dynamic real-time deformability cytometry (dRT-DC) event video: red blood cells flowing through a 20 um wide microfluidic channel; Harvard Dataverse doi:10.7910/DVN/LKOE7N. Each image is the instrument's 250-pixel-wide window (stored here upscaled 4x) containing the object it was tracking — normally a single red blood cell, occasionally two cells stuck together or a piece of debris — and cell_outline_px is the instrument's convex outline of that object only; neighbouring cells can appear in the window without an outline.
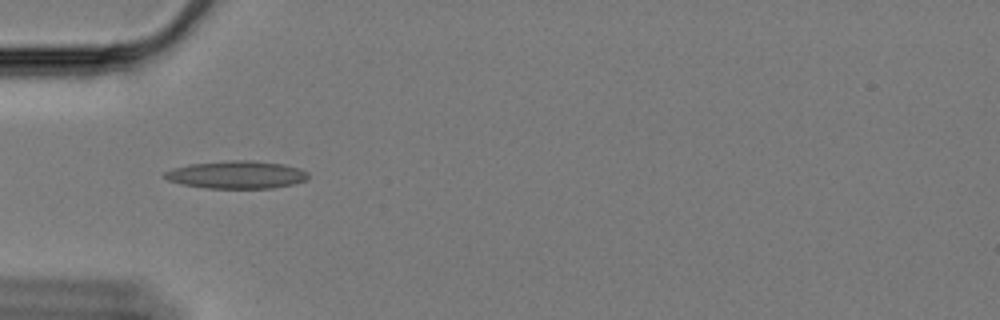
{"species": "Egyptian fruit bat (a non-hibernating species)", "species_latin": "Rousettus aegyptiacus", "temperature_condition": "cold", "stored_images_in_passage": 44, "camera_frame_rate_fps": 3000, "um_per_image_px": 0.085, "animal": {"sex": "female"}, "frame": {"image": 1, "passage_image": 3, "time_ms": 0.667, "image_size_px": [1000, 320], "cell_outline_px": [[308, 176], [304, 180], [292, 184], [272, 188], [204, 188], [184, 184], [168, 180], [164, 176], [164, 172], [172, 168], [188, 164], [228, 160], [252, 160], [284, 164], [300, 168], [308, 172]], "centroid_in_image_um": [20.1, 14.84], "position_along_channel_um": 64.9, "area_um2": 23.18}}
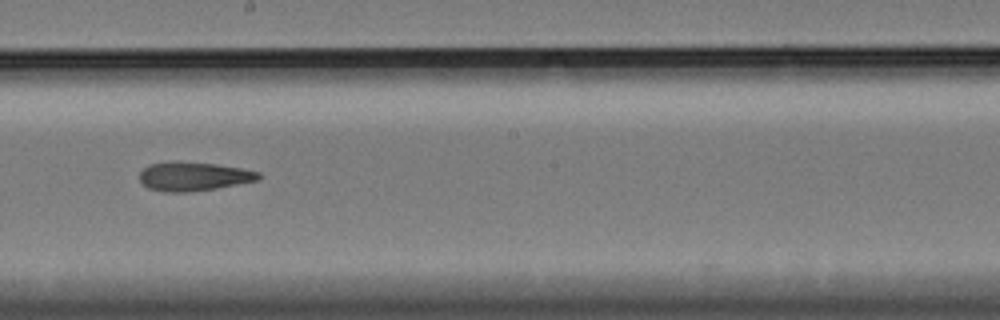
{"frame": {"image": 2, "passage_image": 18, "time_ms": 5.667, "image_size_px": [1000, 320], "cell_outline_px": [[260, 176], [256, 180], [216, 188], [188, 192], [164, 192], [148, 188], [140, 180], [140, 172], [144, 168], [152, 164], [216, 164], [240, 168], [260, 172]], "centroid_in_image_um": [16.47, 15.04], "position_along_channel_um": 231.7, "area_um2": 18.96}}
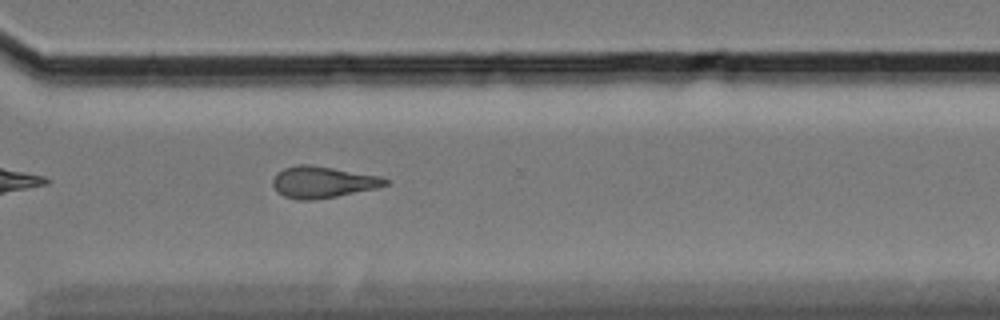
{"frame": {"image": 3, "passage_image": 28, "time_ms": 9.0, "image_size_px": [1000, 320], "cell_outline_px": [[388, 184], [376, 188], [336, 196], [312, 200], [296, 200], [284, 196], [272, 184], [272, 180], [284, 168], [296, 164], [308, 164], [380, 176], [388, 180]], "centroid_in_image_um": [27.43, 15.48], "position_along_channel_um": 343.2, "area_um2": 20.29}, "authors_computed_cell_mechanics": {"area_um2": 19.8254, "velocity_mm_per_s": 3.33, "shape_relaxation_time_tau1_ms": null, "shape_relaxation_time_tau2_ms": 2.2005, "deformation_change_tau1": null, "deformation_change_tau2": 0.0569}}